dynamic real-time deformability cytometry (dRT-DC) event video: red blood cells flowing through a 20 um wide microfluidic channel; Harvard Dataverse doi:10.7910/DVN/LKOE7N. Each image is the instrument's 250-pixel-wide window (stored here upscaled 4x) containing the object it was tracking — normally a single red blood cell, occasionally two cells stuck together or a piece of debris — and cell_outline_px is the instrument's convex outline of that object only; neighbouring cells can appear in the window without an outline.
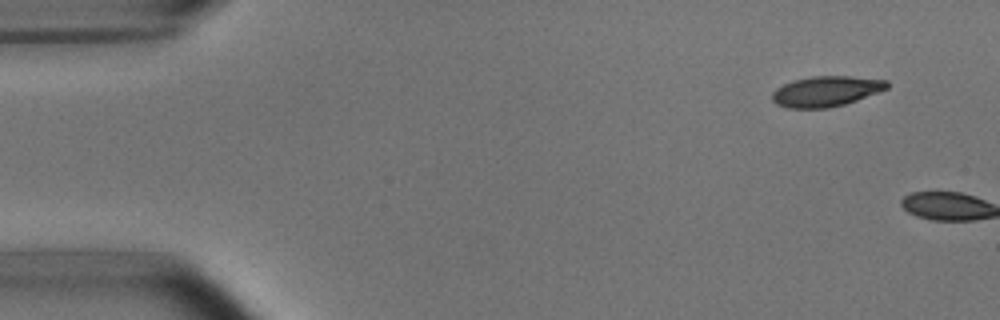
{"species": "common noctule bat (a hibernating species)", "species_latin": "Nyctalus noctula", "temperature_condition": "room temperature", "stored_images_in_passage": 3, "camera_frame_rate_fps": 3000, "um_per_image_px": 0.085, "animal": {"sex": "male", "body_mass_g": 15.6}, "frame": {"image": 1, "passage_image": 3, "time_ms": 2.333, "image_size_px": [1000, 320], "cell_outline_px": [[888, 88], [856, 100], [844, 104], [828, 108], [788, 108], [776, 104], [772, 100], [772, 92], [776, 88], [792, 80], [812, 76], [852, 76], [888, 80]], "centroid_in_image_um": [70.19, 7.75], "position_along_channel_um": 14.8, "area_um2": 20.35}}